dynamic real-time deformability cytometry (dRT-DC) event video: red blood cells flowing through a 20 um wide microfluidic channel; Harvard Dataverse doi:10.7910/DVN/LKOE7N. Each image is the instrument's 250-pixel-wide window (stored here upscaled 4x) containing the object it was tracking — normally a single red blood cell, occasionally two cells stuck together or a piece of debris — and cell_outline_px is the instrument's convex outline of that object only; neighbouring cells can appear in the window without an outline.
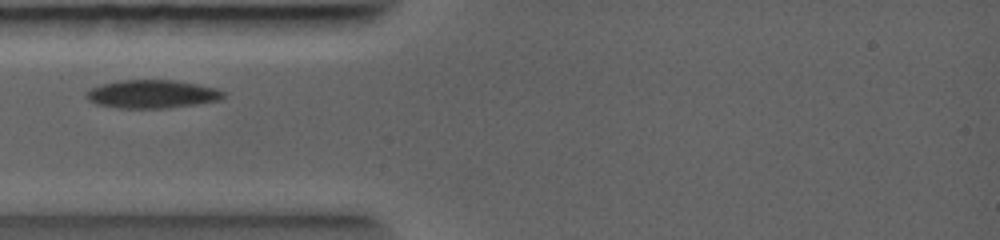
{"species": "common noctule bat (a hibernating species)", "species_latin": "Nyctalus noctula", "temperature_condition": "warm", "stored_images_in_passage": 2, "camera_frame_rate_fps": 5000, "um_per_image_px": 0.085, "animal": {"sex": "female", "body_mass_g": 19.0, "forearm_length_mm": 56.7}, "frame": {"image": 1, "passage_image": 2, "time_ms": 0.8, "image_size_px": [1000, 240], "cell_outline_px": [[224, 96], [220, 100], [196, 104], [164, 108], [120, 108], [96, 104], [88, 100], [88, 92], [92, 88], [100, 84], [124, 80], [172, 80], [196, 84], [216, 88], [224, 92]], "centroid_in_image_um": [12.94, 8.0], "position_along_channel_um": 72.1, "area_um2": 22.25}}